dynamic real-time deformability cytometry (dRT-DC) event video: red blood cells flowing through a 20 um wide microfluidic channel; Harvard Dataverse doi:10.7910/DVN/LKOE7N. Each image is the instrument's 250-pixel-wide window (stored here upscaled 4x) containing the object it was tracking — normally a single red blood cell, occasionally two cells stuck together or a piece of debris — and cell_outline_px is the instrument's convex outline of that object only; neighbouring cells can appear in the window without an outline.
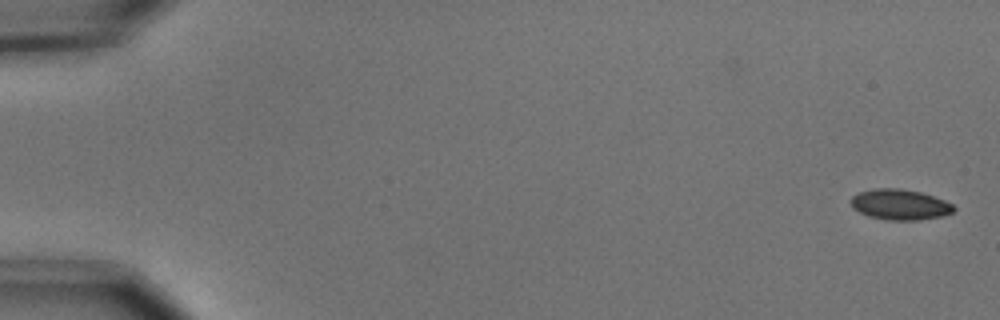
{"species": "common noctule bat (a hibernating species)", "species_latin": "Nyctalus noctula", "temperature_condition": "cold", "stored_images_in_passage": 55, "camera_frame_rate_fps": 3000, "um_per_image_px": 0.085, "animal": {"sex": "male", "body_mass_g": 15.6}, "frame": {"image": 1, "passage_image": 1, "time_ms": 0.0, "image_size_px": [1000, 320], "cell_outline_px": [[956, 208], [952, 212], [944, 216], [920, 220], [888, 220], [868, 216], [852, 208], [848, 200], [852, 196], [860, 192], [876, 188], [900, 188], [920, 192], [944, 200], [952, 204]], "centroid_in_image_um": [76.47, 17.39], "position_along_channel_um": 8.5, "area_um2": 18.44}}
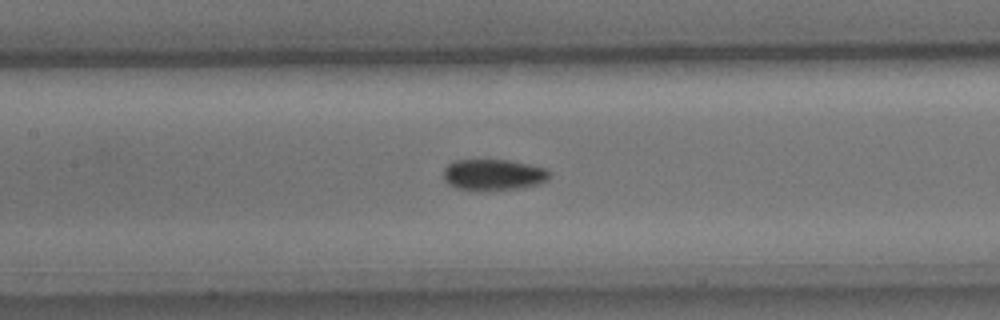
{"frame": {"image": 2, "passage_image": 26, "time_ms": 8.333, "image_size_px": [1000, 320], "cell_outline_px": [[552, 176], [548, 180], [540, 184], [524, 188], [488, 192], [476, 192], [456, 188], [448, 184], [444, 180], [444, 168], [452, 160], [512, 160], [532, 164], [548, 168], [552, 172]], "centroid_in_image_um": [42.0, 14.88], "position_along_channel_um": 165.4, "area_um2": 20.35}}
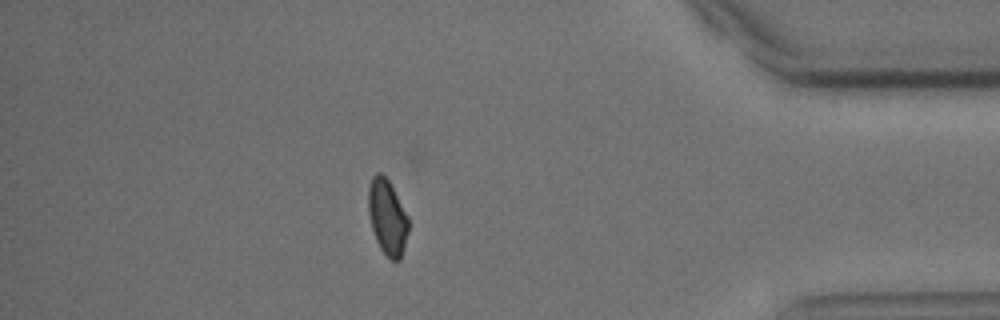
{"frame": {"image": 3, "passage_image": 48, "time_ms": 15.667, "image_size_px": [1000, 320], "cell_outline_px": [[408, 232], [400, 260], [392, 260], [380, 248], [376, 240], [372, 228], [368, 212], [368, 188], [372, 176], [376, 172], [380, 172], [388, 180], [408, 216]], "centroid_in_image_um": [32.91, 18.44], "position_along_channel_um": 402.3, "area_um2": 17.4}, "authors_computed_cell_mechanics": {"area_um2": 18.6694, "velocity_mm_per_s": 3.6902, "shape_relaxation_time_tau1_ms": 2.5549, "shape_relaxation_time_tau2_ms": null, "deformation_change_tau1": 0.0777, "deformation_change_tau2": null}}